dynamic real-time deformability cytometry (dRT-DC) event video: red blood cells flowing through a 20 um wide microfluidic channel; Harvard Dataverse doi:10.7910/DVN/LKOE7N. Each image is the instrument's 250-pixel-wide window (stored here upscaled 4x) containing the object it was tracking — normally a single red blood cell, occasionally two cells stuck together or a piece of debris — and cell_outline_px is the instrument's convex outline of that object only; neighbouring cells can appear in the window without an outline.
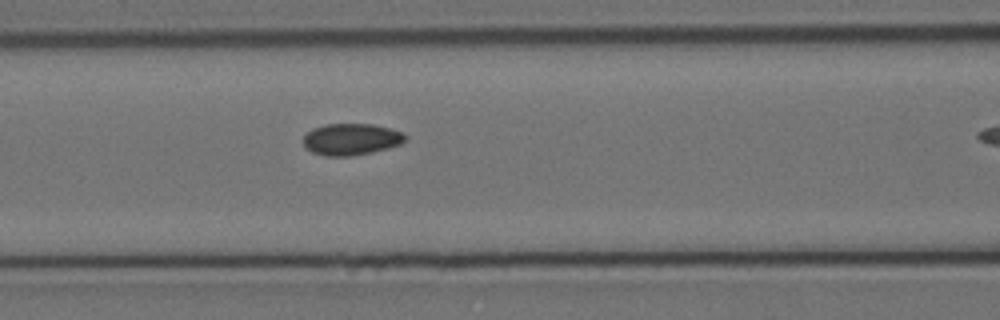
{"species": "Egyptian fruit bat (a non-hibernating species)", "species_latin": "Rousettus aegyptiacus", "temperature_condition": "cold", "stored_images_in_passage": 6, "camera_frame_rate_fps": 3000, "um_per_image_px": 0.085, "animal": {"sex": "female"}, "frame": {"image": 1, "passage_image": 6, "time_ms": 1.667, "image_size_px": [1000, 320], "cell_outline_px": [[408, 136], [400, 144], [388, 148], [372, 152], [352, 156], [324, 156], [312, 152], [304, 144], [304, 136], [312, 128], [324, 124], [372, 124], [392, 128], [404, 132]], "centroid_in_image_um": [29.88, 11.83], "position_along_channel_um": 136.7, "area_um2": 18.9}}